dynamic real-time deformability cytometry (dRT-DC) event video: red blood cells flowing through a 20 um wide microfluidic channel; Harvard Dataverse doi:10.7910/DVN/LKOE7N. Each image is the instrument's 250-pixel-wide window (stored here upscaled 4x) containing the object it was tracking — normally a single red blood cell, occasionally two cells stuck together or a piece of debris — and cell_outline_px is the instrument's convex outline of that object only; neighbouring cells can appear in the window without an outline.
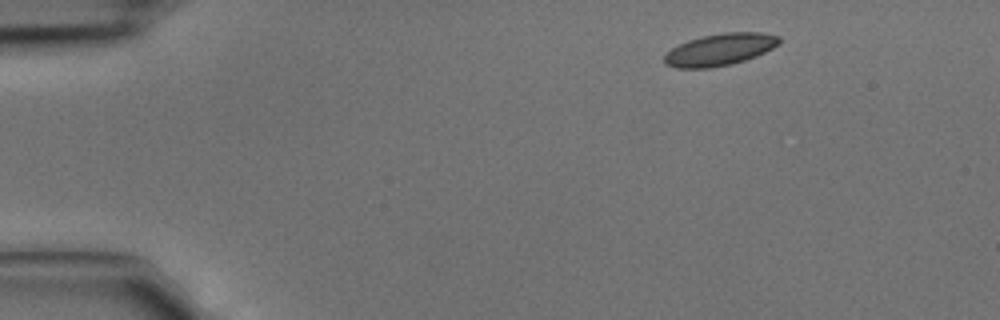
{"species": "common noctule bat (a hibernating species)", "species_latin": "Nyctalus noctula", "temperature_condition": "cold", "stored_images_in_passage": 3, "camera_frame_rate_fps": 3000, "um_per_image_px": 0.085, "animal": {"sex": "male", "body_mass_g": 15.6}, "frame": {"image": 1, "passage_image": 1, "time_ms": 0.0, "image_size_px": [1000, 320], "cell_outline_px": [[780, 44], [756, 56], [732, 64], [712, 68], [676, 68], [664, 64], [664, 56], [672, 48], [688, 40], [704, 36], [724, 32], [760, 32], [780, 36]], "centroid_in_image_um": [61.2, 4.22], "position_along_channel_um": 23.8, "area_um2": 21.39}}
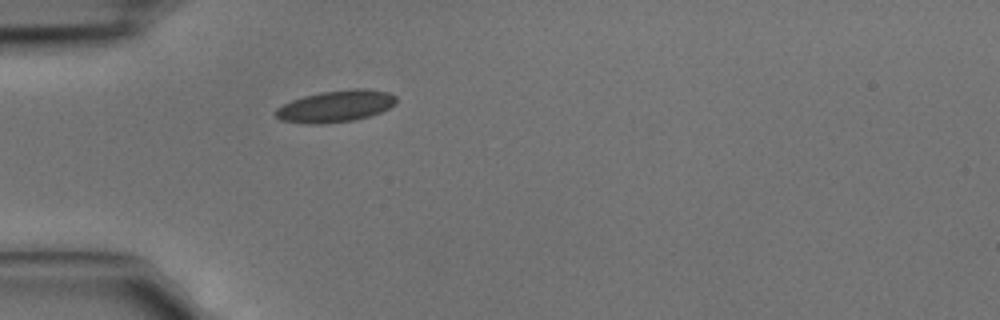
{"frame": {"image": 2, "passage_image": 3, "time_ms": 0.667, "image_size_px": [1000, 320], "cell_outline_px": [[396, 104], [380, 112], [368, 116], [352, 120], [320, 124], [308, 124], [280, 120], [276, 116], [276, 108], [292, 100], [304, 96], [320, 92], [352, 88], [368, 88], [388, 92], [396, 96]], "centroid_in_image_um": [28.55, 9.01], "position_along_channel_um": 56.5, "area_um2": 22.25}}